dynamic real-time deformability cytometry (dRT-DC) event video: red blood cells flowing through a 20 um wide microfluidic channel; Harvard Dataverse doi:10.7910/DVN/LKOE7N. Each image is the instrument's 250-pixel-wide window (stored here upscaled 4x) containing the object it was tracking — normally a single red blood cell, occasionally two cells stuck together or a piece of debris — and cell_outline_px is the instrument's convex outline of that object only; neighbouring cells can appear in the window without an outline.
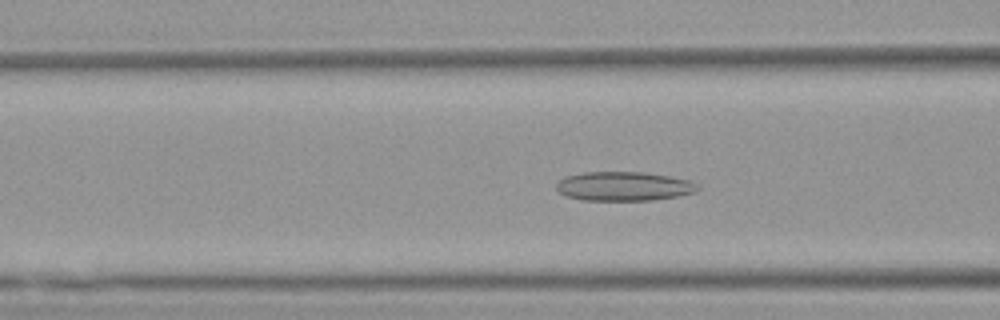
{"species": "Egyptian fruit bat (a non-hibernating species)", "species_latin": "Rousettus aegyptiacus", "temperature_condition": "warm", "stored_images_in_passage": 35, "camera_frame_rate_fps": 3000, "um_per_image_px": 0.085, "animal": {"sex": "female"}, "frame": {"image": 1, "passage_image": 13, "time_ms": 4.0, "image_size_px": [1000, 320], "cell_outline_px": [[700, 188], [696, 192], [680, 196], [652, 200], [580, 200], [568, 196], [560, 192], [556, 188], [556, 184], [564, 176], [584, 172], [644, 172], [672, 176], [688, 180], [700, 184]], "centroid_in_image_um": [53.07, 15.83], "position_along_channel_um": 113.5, "area_um2": 24.22}}
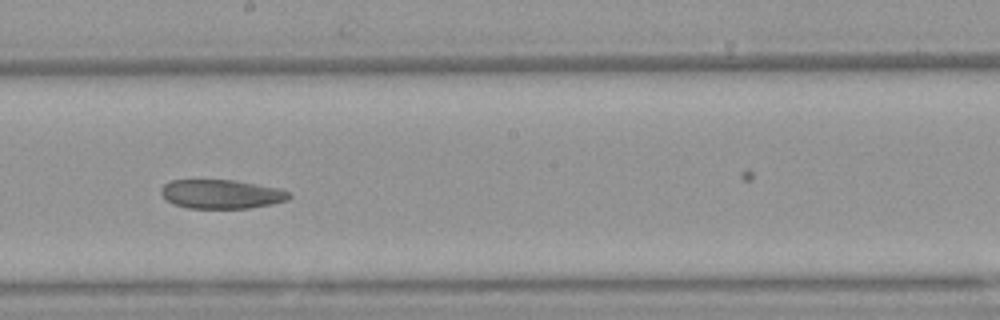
{"frame": {"image": 2, "passage_image": 22, "time_ms": 7.0, "image_size_px": [1000, 320], "cell_outline_px": [[292, 196], [288, 200], [272, 204], [252, 208], [188, 208], [172, 204], [164, 200], [160, 192], [160, 188], [164, 184], [172, 180], [236, 180], [280, 188], [292, 192]], "centroid_in_image_um": [18.83, 16.5], "position_along_channel_um": 229.4, "area_um2": 22.08}}
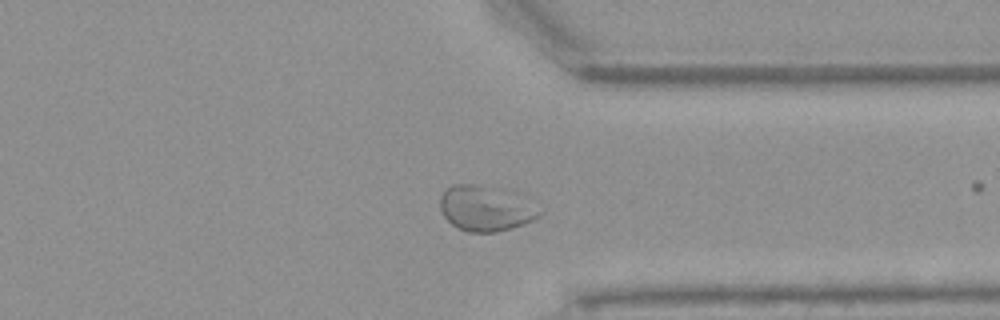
{"frame": {"image": 3, "passage_image": 33, "time_ms": 10.667, "image_size_px": [1000, 320], "cell_outline_px": [[544, 212], [540, 216], [524, 224], [512, 228], [496, 232], [468, 232], [456, 228], [444, 216], [440, 208], [440, 196], [452, 184], [468, 184], [496, 188], [520, 192], [528, 196], [544, 208]], "centroid_in_image_um": [41.41, 17.7], "position_along_channel_um": 370.0, "area_um2": 27.17}}